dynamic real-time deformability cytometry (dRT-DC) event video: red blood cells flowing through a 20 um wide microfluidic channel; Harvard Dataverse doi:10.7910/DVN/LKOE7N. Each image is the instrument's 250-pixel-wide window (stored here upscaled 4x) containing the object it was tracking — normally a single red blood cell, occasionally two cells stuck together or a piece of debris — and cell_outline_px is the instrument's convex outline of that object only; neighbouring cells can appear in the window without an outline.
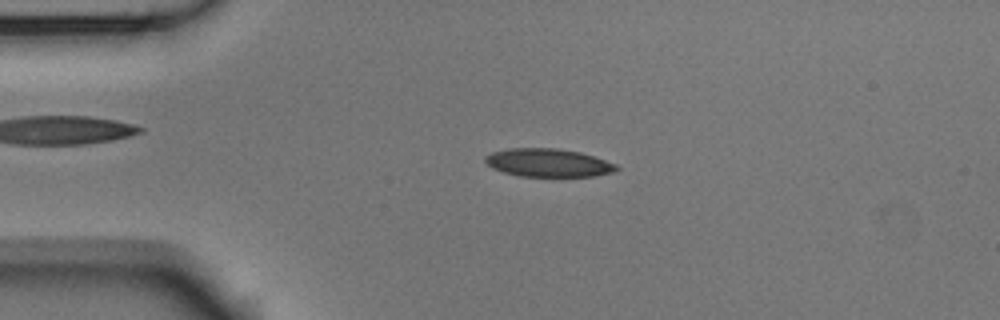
{"species": "Egyptian fruit bat (a non-hibernating species)", "species_latin": "Rousettus aegyptiacus", "temperature_condition": "room temperature", "stored_images_in_passage": 53, "camera_frame_rate_fps": 3000, "um_per_image_px": 0.085, "animal": {"sex": "male"}, "frame": {"image": 1, "passage_image": 11, "time_ms": 3.333, "image_size_px": [1000, 320], "cell_outline_px": [[620, 168], [612, 172], [592, 176], [520, 176], [504, 172], [492, 168], [484, 160], [484, 156], [492, 152], [508, 148], [556, 148], [580, 152], [616, 164]], "centroid_in_image_um": [46.56, 13.83], "position_along_channel_um": 38.4, "area_um2": 21.39}}
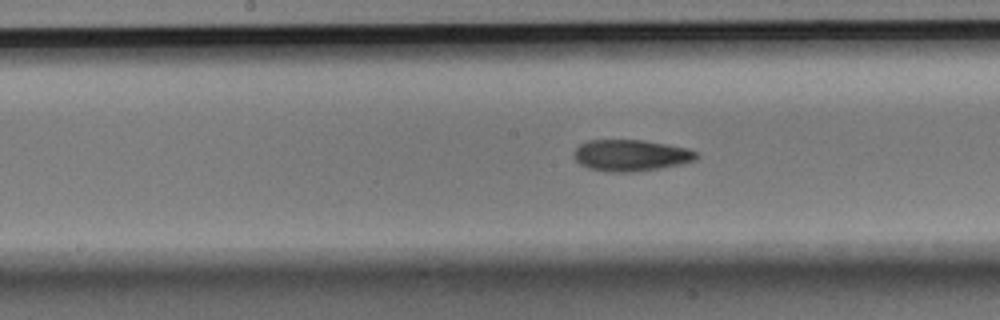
{"frame": {"image": 2, "passage_image": 26, "time_ms": 8.333, "image_size_px": [1000, 320], "cell_outline_px": [[700, 156], [696, 160], [680, 164], [660, 168], [632, 172], [608, 172], [588, 168], [580, 164], [572, 156], [572, 152], [580, 144], [588, 140], [644, 140], [688, 148], [696, 152]], "centroid_in_image_um": [53.6, 13.2], "position_along_channel_um": 194.6, "area_um2": 22.6}}
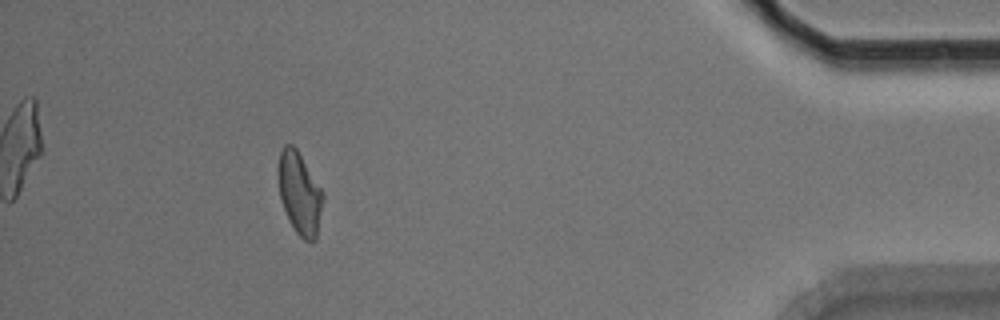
{"frame": {"image": 3, "passage_image": 48, "time_ms": 15.667, "image_size_px": [1000, 320], "cell_outline_px": [[324, 200], [316, 240], [304, 240], [296, 232], [284, 208], [280, 196], [276, 172], [280, 152], [284, 144], [292, 144], [296, 148], [324, 192]], "centroid_in_image_um": [25.47, 16.39], "position_along_channel_um": 409.7, "area_um2": 21.5}, "authors_computed_cell_mechanics": {"area_um2": 22.0218, "velocity_mm_per_s": 3.6951, "shape_relaxation_time_tau1_ms": 6.377, "shape_relaxation_time_tau2_ms": 4.6929, "deformation_change_tau1": 0.1498, "deformation_change_tau2": 0.1102}}